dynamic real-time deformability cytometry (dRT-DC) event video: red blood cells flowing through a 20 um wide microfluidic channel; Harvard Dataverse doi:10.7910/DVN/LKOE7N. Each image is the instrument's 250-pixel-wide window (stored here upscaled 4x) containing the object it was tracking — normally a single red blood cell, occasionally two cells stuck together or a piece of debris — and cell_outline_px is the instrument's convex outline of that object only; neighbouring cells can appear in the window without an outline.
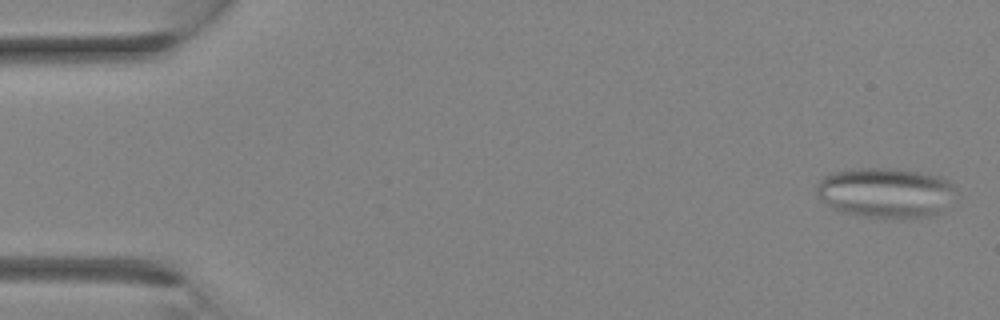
{"species": "Egyptian fruit bat (a non-hibernating species)", "species_latin": "Rousettus aegyptiacus", "temperature_condition": "room temperature", "stored_images_in_passage": 3, "camera_frame_rate_fps": 3000, "um_per_image_px": 0.085, "animal": {"sex": "female"}, "frame": {"image": 1, "passage_image": 1, "time_ms": 0.0, "image_size_px": [1000, 320], "cell_outline_px": [[956, 192], [940, 212], [936, 216], [892, 220], [860, 216], [840, 212], [832, 208], [820, 200], [816, 196], [816, 184], [824, 176], [832, 172], [852, 168], [896, 168], [920, 172], [940, 176], [948, 180], [956, 188]], "centroid_in_image_um": [75.25, 16.4], "position_along_channel_um": 9.8, "area_um2": 41.73}}
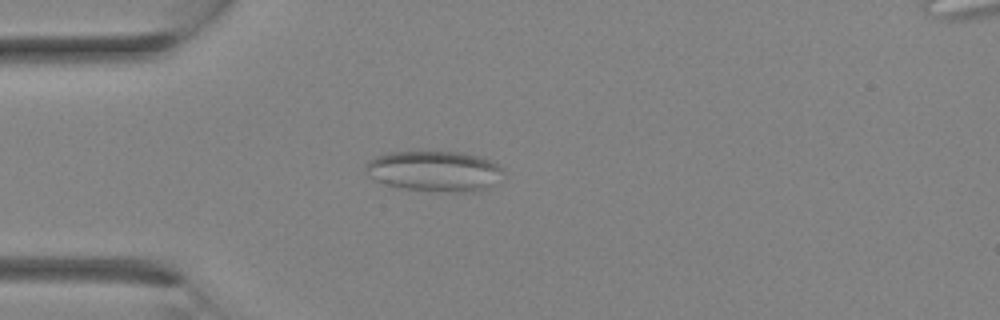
{"frame": {"image": 2, "passage_image": 3, "time_ms": 2.333, "image_size_px": [1000, 320], "cell_outline_px": [[504, 172], [488, 188], [480, 192], [448, 192], [400, 188], [376, 180], [368, 176], [364, 168], [364, 164], [368, 160], [376, 156], [388, 152], [464, 152], [480, 156], [492, 160], [504, 168]], "centroid_in_image_um": [36.94, 14.54], "position_along_channel_um": 48.1, "area_um2": 32.89}}